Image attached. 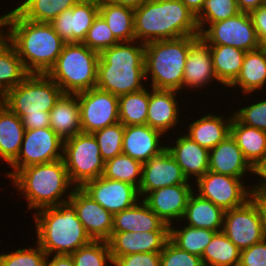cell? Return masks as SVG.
I'll list each match as a JSON object with an SVG mask.
<instances>
[{"label":"cell","mask_w":266,"mask_h":266,"mask_svg":"<svg viewBox=\"0 0 266 266\" xmlns=\"http://www.w3.org/2000/svg\"><path fill=\"white\" fill-rule=\"evenodd\" d=\"M2 27H9L7 33ZM0 28L29 73L47 74L65 44L50 23L27 20L15 9L0 16Z\"/></svg>","instance_id":"obj_1"},{"label":"cell","mask_w":266,"mask_h":266,"mask_svg":"<svg viewBox=\"0 0 266 266\" xmlns=\"http://www.w3.org/2000/svg\"><path fill=\"white\" fill-rule=\"evenodd\" d=\"M136 41L148 43L200 35L197 18L181 0H149L134 10Z\"/></svg>","instance_id":"obj_2"},{"label":"cell","mask_w":266,"mask_h":266,"mask_svg":"<svg viewBox=\"0 0 266 266\" xmlns=\"http://www.w3.org/2000/svg\"><path fill=\"white\" fill-rule=\"evenodd\" d=\"M137 44L119 42L99 54L96 88L118 97L145 88V44Z\"/></svg>","instance_id":"obj_3"},{"label":"cell","mask_w":266,"mask_h":266,"mask_svg":"<svg viewBox=\"0 0 266 266\" xmlns=\"http://www.w3.org/2000/svg\"><path fill=\"white\" fill-rule=\"evenodd\" d=\"M37 244L47 256L70 255L92 241L68 201L34 213Z\"/></svg>","instance_id":"obj_4"},{"label":"cell","mask_w":266,"mask_h":266,"mask_svg":"<svg viewBox=\"0 0 266 266\" xmlns=\"http://www.w3.org/2000/svg\"><path fill=\"white\" fill-rule=\"evenodd\" d=\"M10 180L19 194L27 198V208L35 211L68 202L74 188L63 158L22 168Z\"/></svg>","instance_id":"obj_5"},{"label":"cell","mask_w":266,"mask_h":266,"mask_svg":"<svg viewBox=\"0 0 266 266\" xmlns=\"http://www.w3.org/2000/svg\"><path fill=\"white\" fill-rule=\"evenodd\" d=\"M199 35L172 40H156L145 44V77L151 75V88L158 90H183V74L190 47Z\"/></svg>","instance_id":"obj_6"},{"label":"cell","mask_w":266,"mask_h":266,"mask_svg":"<svg viewBox=\"0 0 266 266\" xmlns=\"http://www.w3.org/2000/svg\"><path fill=\"white\" fill-rule=\"evenodd\" d=\"M99 53L83 43H65L47 75L64 94H77L96 87Z\"/></svg>","instance_id":"obj_7"},{"label":"cell","mask_w":266,"mask_h":266,"mask_svg":"<svg viewBox=\"0 0 266 266\" xmlns=\"http://www.w3.org/2000/svg\"><path fill=\"white\" fill-rule=\"evenodd\" d=\"M64 94L47 74L30 73L5 95V105L22 118L25 115H44L50 112Z\"/></svg>","instance_id":"obj_8"},{"label":"cell","mask_w":266,"mask_h":266,"mask_svg":"<svg viewBox=\"0 0 266 266\" xmlns=\"http://www.w3.org/2000/svg\"><path fill=\"white\" fill-rule=\"evenodd\" d=\"M63 159L74 187L103 175L105 161L92 133H78L65 140Z\"/></svg>","instance_id":"obj_9"},{"label":"cell","mask_w":266,"mask_h":266,"mask_svg":"<svg viewBox=\"0 0 266 266\" xmlns=\"http://www.w3.org/2000/svg\"><path fill=\"white\" fill-rule=\"evenodd\" d=\"M197 24L199 36L207 45L233 46L245 52L261 47L249 13L240 12L226 20Z\"/></svg>","instance_id":"obj_10"},{"label":"cell","mask_w":266,"mask_h":266,"mask_svg":"<svg viewBox=\"0 0 266 266\" xmlns=\"http://www.w3.org/2000/svg\"><path fill=\"white\" fill-rule=\"evenodd\" d=\"M64 141L50 128L25 129L17 158L10 164L13 170L6 172L12 178L20 169L35 164L51 163L63 158Z\"/></svg>","instance_id":"obj_11"},{"label":"cell","mask_w":266,"mask_h":266,"mask_svg":"<svg viewBox=\"0 0 266 266\" xmlns=\"http://www.w3.org/2000/svg\"><path fill=\"white\" fill-rule=\"evenodd\" d=\"M76 95L83 133H93L119 122L118 96L96 87Z\"/></svg>","instance_id":"obj_12"},{"label":"cell","mask_w":266,"mask_h":266,"mask_svg":"<svg viewBox=\"0 0 266 266\" xmlns=\"http://www.w3.org/2000/svg\"><path fill=\"white\" fill-rule=\"evenodd\" d=\"M222 232L240 250L265 238L259 213L250 199L239 207L225 210Z\"/></svg>","instance_id":"obj_13"},{"label":"cell","mask_w":266,"mask_h":266,"mask_svg":"<svg viewBox=\"0 0 266 266\" xmlns=\"http://www.w3.org/2000/svg\"><path fill=\"white\" fill-rule=\"evenodd\" d=\"M207 171L197 180V194L224 211L243 205L249 200L250 189L243 179Z\"/></svg>","instance_id":"obj_14"},{"label":"cell","mask_w":266,"mask_h":266,"mask_svg":"<svg viewBox=\"0 0 266 266\" xmlns=\"http://www.w3.org/2000/svg\"><path fill=\"white\" fill-rule=\"evenodd\" d=\"M112 215L119 213L140 200L138 189L126 182L100 176L81 187Z\"/></svg>","instance_id":"obj_15"},{"label":"cell","mask_w":266,"mask_h":266,"mask_svg":"<svg viewBox=\"0 0 266 266\" xmlns=\"http://www.w3.org/2000/svg\"><path fill=\"white\" fill-rule=\"evenodd\" d=\"M69 202L92 240L108 241L112 235L113 215L81 187H74Z\"/></svg>","instance_id":"obj_16"},{"label":"cell","mask_w":266,"mask_h":266,"mask_svg":"<svg viewBox=\"0 0 266 266\" xmlns=\"http://www.w3.org/2000/svg\"><path fill=\"white\" fill-rule=\"evenodd\" d=\"M98 14L99 0H80L50 24L65 43H82Z\"/></svg>","instance_id":"obj_17"},{"label":"cell","mask_w":266,"mask_h":266,"mask_svg":"<svg viewBox=\"0 0 266 266\" xmlns=\"http://www.w3.org/2000/svg\"><path fill=\"white\" fill-rule=\"evenodd\" d=\"M181 167L165 149L161 154L143 163L142 178L138 189L140 198L158 188L189 184Z\"/></svg>","instance_id":"obj_18"},{"label":"cell","mask_w":266,"mask_h":266,"mask_svg":"<svg viewBox=\"0 0 266 266\" xmlns=\"http://www.w3.org/2000/svg\"><path fill=\"white\" fill-rule=\"evenodd\" d=\"M192 187L191 184H179L158 188L142 199L166 225L171 226L173 219L182 221Z\"/></svg>","instance_id":"obj_19"},{"label":"cell","mask_w":266,"mask_h":266,"mask_svg":"<svg viewBox=\"0 0 266 266\" xmlns=\"http://www.w3.org/2000/svg\"><path fill=\"white\" fill-rule=\"evenodd\" d=\"M169 240V231L112 232L108 244L113 262L132 253L161 252Z\"/></svg>","instance_id":"obj_20"},{"label":"cell","mask_w":266,"mask_h":266,"mask_svg":"<svg viewBox=\"0 0 266 266\" xmlns=\"http://www.w3.org/2000/svg\"><path fill=\"white\" fill-rule=\"evenodd\" d=\"M162 136L163 133L147 124L125 126L122 153L142 163L147 162L166 149L160 142Z\"/></svg>","instance_id":"obj_21"},{"label":"cell","mask_w":266,"mask_h":266,"mask_svg":"<svg viewBox=\"0 0 266 266\" xmlns=\"http://www.w3.org/2000/svg\"><path fill=\"white\" fill-rule=\"evenodd\" d=\"M216 80L220 83L214 73L211 51L209 46L199 38L191 47L186 59L183 87L185 89L201 88Z\"/></svg>","instance_id":"obj_22"},{"label":"cell","mask_w":266,"mask_h":266,"mask_svg":"<svg viewBox=\"0 0 266 266\" xmlns=\"http://www.w3.org/2000/svg\"><path fill=\"white\" fill-rule=\"evenodd\" d=\"M140 201L113 215L112 232L169 231V226L149 208L142 198Z\"/></svg>","instance_id":"obj_23"},{"label":"cell","mask_w":266,"mask_h":266,"mask_svg":"<svg viewBox=\"0 0 266 266\" xmlns=\"http://www.w3.org/2000/svg\"><path fill=\"white\" fill-rule=\"evenodd\" d=\"M174 144L166 146L185 177L191 180L196 176V181L209 170V150L192 141L187 135H180Z\"/></svg>","instance_id":"obj_24"},{"label":"cell","mask_w":266,"mask_h":266,"mask_svg":"<svg viewBox=\"0 0 266 266\" xmlns=\"http://www.w3.org/2000/svg\"><path fill=\"white\" fill-rule=\"evenodd\" d=\"M177 91L151 89L146 124L161 133L176 128L179 115Z\"/></svg>","instance_id":"obj_25"},{"label":"cell","mask_w":266,"mask_h":266,"mask_svg":"<svg viewBox=\"0 0 266 266\" xmlns=\"http://www.w3.org/2000/svg\"><path fill=\"white\" fill-rule=\"evenodd\" d=\"M209 171L243 178L246 172H251V165L245 159L236 141L229 135L209 151Z\"/></svg>","instance_id":"obj_26"},{"label":"cell","mask_w":266,"mask_h":266,"mask_svg":"<svg viewBox=\"0 0 266 266\" xmlns=\"http://www.w3.org/2000/svg\"><path fill=\"white\" fill-rule=\"evenodd\" d=\"M50 128L63 140L82 133L80 107L76 94H63L50 110Z\"/></svg>","instance_id":"obj_27"},{"label":"cell","mask_w":266,"mask_h":266,"mask_svg":"<svg viewBox=\"0 0 266 266\" xmlns=\"http://www.w3.org/2000/svg\"><path fill=\"white\" fill-rule=\"evenodd\" d=\"M212 113L189 123L187 135L201 147L211 150L230 135L233 115L228 119Z\"/></svg>","instance_id":"obj_28"},{"label":"cell","mask_w":266,"mask_h":266,"mask_svg":"<svg viewBox=\"0 0 266 266\" xmlns=\"http://www.w3.org/2000/svg\"><path fill=\"white\" fill-rule=\"evenodd\" d=\"M224 212L221 207L193 191L187 201L182 220L186 219L187 226L193 228H205L220 232L223 228Z\"/></svg>","instance_id":"obj_29"},{"label":"cell","mask_w":266,"mask_h":266,"mask_svg":"<svg viewBox=\"0 0 266 266\" xmlns=\"http://www.w3.org/2000/svg\"><path fill=\"white\" fill-rule=\"evenodd\" d=\"M24 134L21 118L6 105L0 107V159L10 165L17 158Z\"/></svg>","instance_id":"obj_30"},{"label":"cell","mask_w":266,"mask_h":266,"mask_svg":"<svg viewBox=\"0 0 266 266\" xmlns=\"http://www.w3.org/2000/svg\"><path fill=\"white\" fill-rule=\"evenodd\" d=\"M266 84V51L263 47L247 51L242 69L236 80L229 87L241 88L244 94L261 90Z\"/></svg>","instance_id":"obj_31"},{"label":"cell","mask_w":266,"mask_h":266,"mask_svg":"<svg viewBox=\"0 0 266 266\" xmlns=\"http://www.w3.org/2000/svg\"><path fill=\"white\" fill-rule=\"evenodd\" d=\"M214 73L222 85L229 87L242 69L245 51L227 45H208Z\"/></svg>","instance_id":"obj_32"},{"label":"cell","mask_w":266,"mask_h":266,"mask_svg":"<svg viewBox=\"0 0 266 266\" xmlns=\"http://www.w3.org/2000/svg\"><path fill=\"white\" fill-rule=\"evenodd\" d=\"M29 74L15 47L0 30V88L6 94Z\"/></svg>","instance_id":"obj_33"},{"label":"cell","mask_w":266,"mask_h":266,"mask_svg":"<svg viewBox=\"0 0 266 266\" xmlns=\"http://www.w3.org/2000/svg\"><path fill=\"white\" fill-rule=\"evenodd\" d=\"M230 135L250 165L266 153V131L246 126L233 116Z\"/></svg>","instance_id":"obj_34"},{"label":"cell","mask_w":266,"mask_h":266,"mask_svg":"<svg viewBox=\"0 0 266 266\" xmlns=\"http://www.w3.org/2000/svg\"><path fill=\"white\" fill-rule=\"evenodd\" d=\"M99 14L119 42L134 41V10L99 0Z\"/></svg>","instance_id":"obj_35"},{"label":"cell","mask_w":266,"mask_h":266,"mask_svg":"<svg viewBox=\"0 0 266 266\" xmlns=\"http://www.w3.org/2000/svg\"><path fill=\"white\" fill-rule=\"evenodd\" d=\"M80 0H25L14 8L23 18L50 23L63 11L71 9Z\"/></svg>","instance_id":"obj_36"},{"label":"cell","mask_w":266,"mask_h":266,"mask_svg":"<svg viewBox=\"0 0 266 266\" xmlns=\"http://www.w3.org/2000/svg\"><path fill=\"white\" fill-rule=\"evenodd\" d=\"M241 250L222 232H217L201 256L204 266H239Z\"/></svg>","instance_id":"obj_37"},{"label":"cell","mask_w":266,"mask_h":266,"mask_svg":"<svg viewBox=\"0 0 266 266\" xmlns=\"http://www.w3.org/2000/svg\"><path fill=\"white\" fill-rule=\"evenodd\" d=\"M148 103L149 91L147 88L119 96V122L124 126L146 125Z\"/></svg>","instance_id":"obj_38"},{"label":"cell","mask_w":266,"mask_h":266,"mask_svg":"<svg viewBox=\"0 0 266 266\" xmlns=\"http://www.w3.org/2000/svg\"><path fill=\"white\" fill-rule=\"evenodd\" d=\"M216 233L210 229L187 225L181 229L174 228V225L169 226V240L179 249L200 257Z\"/></svg>","instance_id":"obj_39"},{"label":"cell","mask_w":266,"mask_h":266,"mask_svg":"<svg viewBox=\"0 0 266 266\" xmlns=\"http://www.w3.org/2000/svg\"><path fill=\"white\" fill-rule=\"evenodd\" d=\"M143 163L126 154H119L105 162L103 177L129 183L139 189Z\"/></svg>","instance_id":"obj_40"},{"label":"cell","mask_w":266,"mask_h":266,"mask_svg":"<svg viewBox=\"0 0 266 266\" xmlns=\"http://www.w3.org/2000/svg\"><path fill=\"white\" fill-rule=\"evenodd\" d=\"M70 256L75 266H106L109 262L113 264L108 241L92 240Z\"/></svg>","instance_id":"obj_41"},{"label":"cell","mask_w":266,"mask_h":266,"mask_svg":"<svg viewBox=\"0 0 266 266\" xmlns=\"http://www.w3.org/2000/svg\"><path fill=\"white\" fill-rule=\"evenodd\" d=\"M124 131L125 126L118 122L92 133L105 162L122 154Z\"/></svg>","instance_id":"obj_42"},{"label":"cell","mask_w":266,"mask_h":266,"mask_svg":"<svg viewBox=\"0 0 266 266\" xmlns=\"http://www.w3.org/2000/svg\"><path fill=\"white\" fill-rule=\"evenodd\" d=\"M240 13L236 0H205L195 15L197 23H215Z\"/></svg>","instance_id":"obj_43"},{"label":"cell","mask_w":266,"mask_h":266,"mask_svg":"<svg viewBox=\"0 0 266 266\" xmlns=\"http://www.w3.org/2000/svg\"><path fill=\"white\" fill-rule=\"evenodd\" d=\"M82 43L100 54L103 50L118 44L119 41L112 34L105 19L98 14Z\"/></svg>","instance_id":"obj_44"},{"label":"cell","mask_w":266,"mask_h":266,"mask_svg":"<svg viewBox=\"0 0 266 266\" xmlns=\"http://www.w3.org/2000/svg\"><path fill=\"white\" fill-rule=\"evenodd\" d=\"M36 245L37 248H19L8 254H0V266H46L47 254Z\"/></svg>","instance_id":"obj_45"},{"label":"cell","mask_w":266,"mask_h":266,"mask_svg":"<svg viewBox=\"0 0 266 266\" xmlns=\"http://www.w3.org/2000/svg\"><path fill=\"white\" fill-rule=\"evenodd\" d=\"M160 266H204L200 256L179 249L168 240L160 252Z\"/></svg>","instance_id":"obj_46"},{"label":"cell","mask_w":266,"mask_h":266,"mask_svg":"<svg viewBox=\"0 0 266 266\" xmlns=\"http://www.w3.org/2000/svg\"><path fill=\"white\" fill-rule=\"evenodd\" d=\"M233 116L242 124L266 131V100H259L250 106L240 108L232 113Z\"/></svg>","instance_id":"obj_47"},{"label":"cell","mask_w":266,"mask_h":266,"mask_svg":"<svg viewBox=\"0 0 266 266\" xmlns=\"http://www.w3.org/2000/svg\"><path fill=\"white\" fill-rule=\"evenodd\" d=\"M113 266H160V252L132 253L118 257Z\"/></svg>","instance_id":"obj_48"},{"label":"cell","mask_w":266,"mask_h":266,"mask_svg":"<svg viewBox=\"0 0 266 266\" xmlns=\"http://www.w3.org/2000/svg\"><path fill=\"white\" fill-rule=\"evenodd\" d=\"M239 266H266V237L251 247L241 250Z\"/></svg>","instance_id":"obj_49"},{"label":"cell","mask_w":266,"mask_h":266,"mask_svg":"<svg viewBox=\"0 0 266 266\" xmlns=\"http://www.w3.org/2000/svg\"><path fill=\"white\" fill-rule=\"evenodd\" d=\"M261 47L266 44V4L259 6L250 13Z\"/></svg>","instance_id":"obj_50"},{"label":"cell","mask_w":266,"mask_h":266,"mask_svg":"<svg viewBox=\"0 0 266 266\" xmlns=\"http://www.w3.org/2000/svg\"><path fill=\"white\" fill-rule=\"evenodd\" d=\"M249 199L256 207L266 237V190H250Z\"/></svg>","instance_id":"obj_51"},{"label":"cell","mask_w":266,"mask_h":266,"mask_svg":"<svg viewBox=\"0 0 266 266\" xmlns=\"http://www.w3.org/2000/svg\"><path fill=\"white\" fill-rule=\"evenodd\" d=\"M50 112H44V115H25L21 118L25 129H39L50 127Z\"/></svg>","instance_id":"obj_52"},{"label":"cell","mask_w":266,"mask_h":266,"mask_svg":"<svg viewBox=\"0 0 266 266\" xmlns=\"http://www.w3.org/2000/svg\"><path fill=\"white\" fill-rule=\"evenodd\" d=\"M251 172L260 176L262 180L259 178V183L250 187V190H266V153L251 165Z\"/></svg>","instance_id":"obj_53"},{"label":"cell","mask_w":266,"mask_h":266,"mask_svg":"<svg viewBox=\"0 0 266 266\" xmlns=\"http://www.w3.org/2000/svg\"><path fill=\"white\" fill-rule=\"evenodd\" d=\"M52 256V258L50 257V255L47 256L46 266H75L70 255L60 254Z\"/></svg>","instance_id":"obj_54"},{"label":"cell","mask_w":266,"mask_h":266,"mask_svg":"<svg viewBox=\"0 0 266 266\" xmlns=\"http://www.w3.org/2000/svg\"><path fill=\"white\" fill-rule=\"evenodd\" d=\"M240 12L250 13L259 6L266 4V0H236Z\"/></svg>","instance_id":"obj_55"},{"label":"cell","mask_w":266,"mask_h":266,"mask_svg":"<svg viewBox=\"0 0 266 266\" xmlns=\"http://www.w3.org/2000/svg\"><path fill=\"white\" fill-rule=\"evenodd\" d=\"M104 1L135 10L138 7H141L145 2L149 0H104Z\"/></svg>","instance_id":"obj_56"},{"label":"cell","mask_w":266,"mask_h":266,"mask_svg":"<svg viewBox=\"0 0 266 266\" xmlns=\"http://www.w3.org/2000/svg\"><path fill=\"white\" fill-rule=\"evenodd\" d=\"M195 15L201 10L205 0H181Z\"/></svg>","instance_id":"obj_57"},{"label":"cell","mask_w":266,"mask_h":266,"mask_svg":"<svg viewBox=\"0 0 266 266\" xmlns=\"http://www.w3.org/2000/svg\"><path fill=\"white\" fill-rule=\"evenodd\" d=\"M5 95L4 91L0 88V107L5 105Z\"/></svg>","instance_id":"obj_58"}]
</instances>
